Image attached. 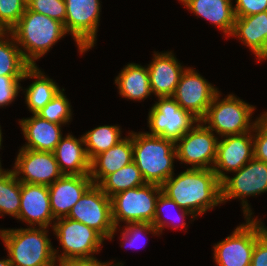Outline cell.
I'll return each instance as SVG.
<instances>
[{
	"label": "cell",
	"instance_id": "1",
	"mask_svg": "<svg viewBox=\"0 0 267 266\" xmlns=\"http://www.w3.org/2000/svg\"><path fill=\"white\" fill-rule=\"evenodd\" d=\"M171 175L162 185V192L198 217L222 204L221 181L213 169L187 168L178 176Z\"/></svg>",
	"mask_w": 267,
	"mask_h": 266
},
{
	"label": "cell",
	"instance_id": "2",
	"mask_svg": "<svg viewBox=\"0 0 267 266\" xmlns=\"http://www.w3.org/2000/svg\"><path fill=\"white\" fill-rule=\"evenodd\" d=\"M10 32L24 59L31 66H36V60L47 54L58 40L68 34L63 23L27 7Z\"/></svg>",
	"mask_w": 267,
	"mask_h": 266
},
{
	"label": "cell",
	"instance_id": "3",
	"mask_svg": "<svg viewBox=\"0 0 267 266\" xmlns=\"http://www.w3.org/2000/svg\"><path fill=\"white\" fill-rule=\"evenodd\" d=\"M48 228L0 229L12 266H57Z\"/></svg>",
	"mask_w": 267,
	"mask_h": 266
},
{
	"label": "cell",
	"instance_id": "4",
	"mask_svg": "<svg viewBox=\"0 0 267 266\" xmlns=\"http://www.w3.org/2000/svg\"><path fill=\"white\" fill-rule=\"evenodd\" d=\"M175 159V142L146 132H133V162L146 183L161 186L175 174Z\"/></svg>",
	"mask_w": 267,
	"mask_h": 266
},
{
	"label": "cell",
	"instance_id": "5",
	"mask_svg": "<svg viewBox=\"0 0 267 266\" xmlns=\"http://www.w3.org/2000/svg\"><path fill=\"white\" fill-rule=\"evenodd\" d=\"M221 95L219 91L214 96L206 115L200 121L219 135V138L253 131L258 123L257 117L254 122L251 119L256 107L237 98L234 94H228L220 99Z\"/></svg>",
	"mask_w": 267,
	"mask_h": 266
},
{
	"label": "cell",
	"instance_id": "6",
	"mask_svg": "<svg viewBox=\"0 0 267 266\" xmlns=\"http://www.w3.org/2000/svg\"><path fill=\"white\" fill-rule=\"evenodd\" d=\"M161 192L160 185L146 183L113 195L111 209L114 227L120 231L122 222L153 223L156 202Z\"/></svg>",
	"mask_w": 267,
	"mask_h": 266
},
{
	"label": "cell",
	"instance_id": "7",
	"mask_svg": "<svg viewBox=\"0 0 267 266\" xmlns=\"http://www.w3.org/2000/svg\"><path fill=\"white\" fill-rule=\"evenodd\" d=\"M52 229L63 250L58 254L59 248L54 249L57 262L68 258L94 256L100 252L105 240L96 230L68 217L56 219Z\"/></svg>",
	"mask_w": 267,
	"mask_h": 266
},
{
	"label": "cell",
	"instance_id": "8",
	"mask_svg": "<svg viewBox=\"0 0 267 266\" xmlns=\"http://www.w3.org/2000/svg\"><path fill=\"white\" fill-rule=\"evenodd\" d=\"M233 177L226 176L221 181V201L240 199L245 218L253 217L254 212L246 197L258 196L267 192V163L255 158L251 159Z\"/></svg>",
	"mask_w": 267,
	"mask_h": 266
},
{
	"label": "cell",
	"instance_id": "9",
	"mask_svg": "<svg viewBox=\"0 0 267 266\" xmlns=\"http://www.w3.org/2000/svg\"><path fill=\"white\" fill-rule=\"evenodd\" d=\"M148 112L147 134L177 142L200 120L184 110L172 96L158 97Z\"/></svg>",
	"mask_w": 267,
	"mask_h": 266
},
{
	"label": "cell",
	"instance_id": "10",
	"mask_svg": "<svg viewBox=\"0 0 267 266\" xmlns=\"http://www.w3.org/2000/svg\"><path fill=\"white\" fill-rule=\"evenodd\" d=\"M67 217L96 230L105 240L111 241L117 232L112 221L111 198L96 184L84 192Z\"/></svg>",
	"mask_w": 267,
	"mask_h": 266
},
{
	"label": "cell",
	"instance_id": "11",
	"mask_svg": "<svg viewBox=\"0 0 267 266\" xmlns=\"http://www.w3.org/2000/svg\"><path fill=\"white\" fill-rule=\"evenodd\" d=\"M65 29L76 42L80 54L94 47L100 22V0H64Z\"/></svg>",
	"mask_w": 267,
	"mask_h": 266
},
{
	"label": "cell",
	"instance_id": "12",
	"mask_svg": "<svg viewBox=\"0 0 267 266\" xmlns=\"http://www.w3.org/2000/svg\"><path fill=\"white\" fill-rule=\"evenodd\" d=\"M231 235L214 245V260L217 266H250L255 243L261 238L253 217L245 218Z\"/></svg>",
	"mask_w": 267,
	"mask_h": 266
},
{
	"label": "cell",
	"instance_id": "13",
	"mask_svg": "<svg viewBox=\"0 0 267 266\" xmlns=\"http://www.w3.org/2000/svg\"><path fill=\"white\" fill-rule=\"evenodd\" d=\"M199 121L176 143L177 160L192 169H213L218 136Z\"/></svg>",
	"mask_w": 267,
	"mask_h": 266
},
{
	"label": "cell",
	"instance_id": "14",
	"mask_svg": "<svg viewBox=\"0 0 267 266\" xmlns=\"http://www.w3.org/2000/svg\"><path fill=\"white\" fill-rule=\"evenodd\" d=\"M218 89L195 69L187 67L172 97L180 107L201 120L206 115L214 96L219 92Z\"/></svg>",
	"mask_w": 267,
	"mask_h": 266
},
{
	"label": "cell",
	"instance_id": "15",
	"mask_svg": "<svg viewBox=\"0 0 267 266\" xmlns=\"http://www.w3.org/2000/svg\"><path fill=\"white\" fill-rule=\"evenodd\" d=\"M11 170L20 182L47 186L63 176L53 152L27 148L19 149Z\"/></svg>",
	"mask_w": 267,
	"mask_h": 266
},
{
	"label": "cell",
	"instance_id": "16",
	"mask_svg": "<svg viewBox=\"0 0 267 266\" xmlns=\"http://www.w3.org/2000/svg\"><path fill=\"white\" fill-rule=\"evenodd\" d=\"M218 139L213 171L222 181L229 172L238 171L254 158L253 131ZM225 171V172H224Z\"/></svg>",
	"mask_w": 267,
	"mask_h": 266
},
{
	"label": "cell",
	"instance_id": "17",
	"mask_svg": "<svg viewBox=\"0 0 267 266\" xmlns=\"http://www.w3.org/2000/svg\"><path fill=\"white\" fill-rule=\"evenodd\" d=\"M16 219L26 222L28 227L53 226L56 219L51 211L47 185L21 182L20 211Z\"/></svg>",
	"mask_w": 267,
	"mask_h": 266
},
{
	"label": "cell",
	"instance_id": "18",
	"mask_svg": "<svg viewBox=\"0 0 267 266\" xmlns=\"http://www.w3.org/2000/svg\"><path fill=\"white\" fill-rule=\"evenodd\" d=\"M173 51L155 52L148 64L150 88L156 97L173 96L186 66L178 62Z\"/></svg>",
	"mask_w": 267,
	"mask_h": 266
},
{
	"label": "cell",
	"instance_id": "19",
	"mask_svg": "<svg viewBox=\"0 0 267 266\" xmlns=\"http://www.w3.org/2000/svg\"><path fill=\"white\" fill-rule=\"evenodd\" d=\"M92 184L90 175H63L49 185L50 207L54 218L67 217L75 203Z\"/></svg>",
	"mask_w": 267,
	"mask_h": 266
},
{
	"label": "cell",
	"instance_id": "20",
	"mask_svg": "<svg viewBox=\"0 0 267 266\" xmlns=\"http://www.w3.org/2000/svg\"><path fill=\"white\" fill-rule=\"evenodd\" d=\"M22 134L26 144L21 148H27L40 152H53L63 137V125L50 122L37 114L19 120Z\"/></svg>",
	"mask_w": 267,
	"mask_h": 266
},
{
	"label": "cell",
	"instance_id": "21",
	"mask_svg": "<svg viewBox=\"0 0 267 266\" xmlns=\"http://www.w3.org/2000/svg\"><path fill=\"white\" fill-rule=\"evenodd\" d=\"M230 36L238 38L251 49L258 61L267 60V11L236 17Z\"/></svg>",
	"mask_w": 267,
	"mask_h": 266
},
{
	"label": "cell",
	"instance_id": "22",
	"mask_svg": "<svg viewBox=\"0 0 267 266\" xmlns=\"http://www.w3.org/2000/svg\"><path fill=\"white\" fill-rule=\"evenodd\" d=\"M90 161V178L98 185L107 175L133 162V131Z\"/></svg>",
	"mask_w": 267,
	"mask_h": 266
},
{
	"label": "cell",
	"instance_id": "23",
	"mask_svg": "<svg viewBox=\"0 0 267 266\" xmlns=\"http://www.w3.org/2000/svg\"><path fill=\"white\" fill-rule=\"evenodd\" d=\"M197 17L208 20L230 38L235 12L233 0H178Z\"/></svg>",
	"mask_w": 267,
	"mask_h": 266
},
{
	"label": "cell",
	"instance_id": "24",
	"mask_svg": "<svg viewBox=\"0 0 267 266\" xmlns=\"http://www.w3.org/2000/svg\"><path fill=\"white\" fill-rule=\"evenodd\" d=\"M53 153L63 175L90 174V160L86 154L82 135L77 139L68 133L61 138Z\"/></svg>",
	"mask_w": 267,
	"mask_h": 266
},
{
	"label": "cell",
	"instance_id": "25",
	"mask_svg": "<svg viewBox=\"0 0 267 266\" xmlns=\"http://www.w3.org/2000/svg\"><path fill=\"white\" fill-rule=\"evenodd\" d=\"M35 79L26 89L21 87V91L25 93L24 99L29 109V112L36 114L48 102H50L55 95L61 91L58 84L53 79L45 76L38 66H30L24 73L23 79Z\"/></svg>",
	"mask_w": 267,
	"mask_h": 266
},
{
	"label": "cell",
	"instance_id": "26",
	"mask_svg": "<svg viewBox=\"0 0 267 266\" xmlns=\"http://www.w3.org/2000/svg\"><path fill=\"white\" fill-rule=\"evenodd\" d=\"M114 80L122 98L144 101L152 95L147 66L128 63Z\"/></svg>",
	"mask_w": 267,
	"mask_h": 266
},
{
	"label": "cell",
	"instance_id": "27",
	"mask_svg": "<svg viewBox=\"0 0 267 266\" xmlns=\"http://www.w3.org/2000/svg\"><path fill=\"white\" fill-rule=\"evenodd\" d=\"M30 66L11 32L0 31V76H24Z\"/></svg>",
	"mask_w": 267,
	"mask_h": 266
},
{
	"label": "cell",
	"instance_id": "28",
	"mask_svg": "<svg viewBox=\"0 0 267 266\" xmlns=\"http://www.w3.org/2000/svg\"><path fill=\"white\" fill-rule=\"evenodd\" d=\"M146 184L137 165L132 162L107 175L98 186L110 198L122 191Z\"/></svg>",
	"mask_w": 267,
	"mask_h": 266
},
{
	"label": "cell",
	"instance_id": "29",
	"mask_svg": "<svg viewBox=\"0 0 267 266\" xmlns=\"http://www.w3.org/2000/svg\"><path fill=\"white\" fill-rule=\"evenodd\" d=\"M83 139L86 154L91 161L96 155L107 151L112 146L117 145L122 138V131L117 125L98 126L84 133Z\"/></svg>",
	"mask_w": 267,
	"mask_h": 266
},
{
	"label": "cell",
	"instance_id": "30",
	"mask_svg": "<svg viewBox=\"0 0 267 266\" xmlns=\"http://www.w3.org/2000/svg\"><path fill=\"white\" fill-rule=\"evenodd\" d=\"M21 182L10 169L0 176V216L17 218L20 211Z\"/></svg>",
	"mask_w": 267,
	"mask_h": 266
},
{
	"label": "cell",
	"instance_id": "31",
	"mask_svg": "<svg viewBox=\"0 0 267 266\" xmlns=\"http://www.w3.org/2000/svg\"><path fill=\"white\" fill-rule=\"evenodd\" d=\"M170 208H171V210H172V208H174V209L177 208L178 210H176V211H178V212L180 211V212L177 213V215L175 214V217H174V215L169 217L168 214H166L165 216L164 215L161 216L162 214H165L164 212L167 211V209L170 212ZM186 216L187 217L189 216L193 220H195L197 218L196 216H194V214H192L191 212H189L185 209H182L175 201H173L167 195H165L163 192H161L159 194V197H158L157 202H156L155 215H154V220H153L152 225L159 231L160 234L163 233L162 231L164 230L165 227H167V228L170 227L173 229H177L180 227V229L185 228V230H187L186 227L188 228V226H186L187 223L184 220V219H186ZM165 217H169V218L166 219ZM169 219L172 222V225L168 221ZM176 219L181 224H175Z\"/></svg>",
	"mask_w": 267,
	"mask_h": 266
},
{
	"label": "cell",
	"instance_id": "32",
	"mask_svg": "<svg viewBox=\"0 0 267 266\" xmlns=\"http://www.w3.org/2000/svg\"><path fill=\"white\" fill-rule=\"evenodd\" d=\"M63 91L65 90L62 88V90L36 114L50 122L60 125L68 124L72 119L73 112L71 110L72 106Z\"/></svg>",
	"mask_w": 267,
	"mask_h": 266
},
{
	"label": "cell",
	"instance_id": "33",
	"mask_svg": "<svg viewBox=\"0 0 267 266\" xmlns=\"http://www.w3.org/2000/svg\"><path fill=\"white\" fill-rule=\"evenodd\" d=\"M121 229L122 232L120 233V238L122 242L121 247L123 248L130 247L132 249H139V242L145 240L144 234L146 235L150 233L153 235H160L159 231L152 225V223H127L125 224L124 228L121 227ZM142 242V245L144 246L145 241Z\"/></svg>",
	"mask_w": 267,
	"mask_h": 266
},
{
	"label": "cell",
	"instance_id": "34",
	"mask_svg": "<svg viewBox=\"0 0 267 266\" xmlns=\"http://www.w3.org/2000/svg\"><path fill=\"white\" fill-rule=\"evenodd\" d=\"M27 0H0V31H10L26 10Z\"/></svg>",
	"mask_w": 267,
	"mask_h": 266
},
{
	"label": "cell",
	"instance_id": "35",
	"mask_svg": "<svg viewBox=\"0 0 267 266\" xmlns=\"http://www.w3.org/2000/svg\"><path fill=\"white\" fill-rule=\"evenodd\" d=\"M26 2L29 10L44 14L65 26L66 7L64 0H27Z\"/></svg>",
	"mask_w": 267,
	"mask_h": 266
},
{
	"label": "cell",
	"instance_id": "36",
	"mask_svg": "<svg viewBox=\"0 0 267 266\" xmlns=\"http://www.w3.org/2000/svg\"><path fill=\"white\" fill-rule=\"evenodd\" d=\"M254 158L267 163V112H262L253 128Z\"/></svg>",
	"mask_w": 267,
	"mask_h": 266
},
{
	"label": "cell",
	"instance_id": "37",
	"mask_svg": "<svg viewBox=\"0 0 267 266\" xmlns=\"http://www.w3.org/2000/svg\"><path fill=\"white\" fill-rule=\"evenodd\" d=\"M23 76H0V107H6L15 101L21 90Z\"/></svg>",
	"mask_w": 267,
	"mask_h": 266
},
{
	"label": "cell",
	"instance_id": "38",
	"mask_svg": "<svg viewBox=\"0 0 267 266\" xmlns=\"http://www.w3.org/2000/svg\"><path fill=\"white\" fill-rule=\"evenodd\" d=\"M236 17H245L267 11V0H235Z\"/></svg>",
	"mask_w": 267,
	"mask_h": 266
},
{
	"label": "cell",
	"instance_id": "39",
	"mask_svg": "<svg viewBox=\"0 0 267 266\" xmlns=\"http://www.w3.org/2000/svg\"><path fill=\"white\" fill-rule=\"evenodd\" d=\"M112 262H102L96 257H79V258H68L62 259L57 262V266H123L122 262L116 264ZM113 264V265H112Z\"/></svg>",
	"mask_w": 267,
	"mask_h": 266
},
{
	"label": "cell",
	"instance_id": "40",
	"mask_svg": "<svg viewBox=\"0 0 267 266\" xmlns=\"http://www.w3.org/2000/svg\"><path fill=\"white\" fill-rule=\"evenodd\" d=\"M250 266H267V242L262 237L255 243Z\"/></svg>",
	"mask_w": 267,
	"mask_h": 266
},
{
	"label": "cell",
	"instance_id": "41",
	"mask_svg": "<svg viewBox=\"0 0 267 266\" xmlns=\"http://www.w3.org/2000/svg\"><path fill=\"white\" fill-rule=\"evenodd\" d=\"M257 224H258V228L260 231V235L261 237L267 242V227L264 226V223L261 221V218L258 219V217L256 216L255 218H253Z\"/></svg>",
	"mask_w": 267,
	"mask_h": 266
},
{
	"label": "cell",
	"instance_id": "42",
	"mask_svg": "<svg viewBox=\"0 0 267 266\" xmlns=\"http://www.w3.org/2000/svg\"><path fill=\"white\" fill-rule=\"evenodd\" d=\"M0 266H12L9 257L0 260Z\"/></svg>",
	"mask_w": 267,
	"mask_h": 266
},
{
	"label": "cell",
	"instance_id": "43",
	"mask_svg": "<svg viewBox=\"0 0 267 266\" xmlns=\"http://www.w3.org/2000/svg\"><path fill=\"white\" fill-rule=\"evenodd\" d=\"M1 164L2 163H1V160H0V176L3 175L6 171H8L6 169H3Z\"/></svg>",
	"mask_w": 267,
	"mask_h": 266
},
{
	"label": "cell",
	"instance_id": "44",
	"mask_svg": "<svg viewBox=\"0 0 267 266\" xmlns=\"http://www.w3.org/2000/svg\"><path fill=\"white\" fill-rule=\"evenodd\" d=\"M2 136H3V135H2V130H1V126H0V149H2V148H1V147H2V142H3V141H2V140H3V139H2Z\"/></svg>",
	"mask_w": 267,
	"mask_h": 266
}]
</instances>
